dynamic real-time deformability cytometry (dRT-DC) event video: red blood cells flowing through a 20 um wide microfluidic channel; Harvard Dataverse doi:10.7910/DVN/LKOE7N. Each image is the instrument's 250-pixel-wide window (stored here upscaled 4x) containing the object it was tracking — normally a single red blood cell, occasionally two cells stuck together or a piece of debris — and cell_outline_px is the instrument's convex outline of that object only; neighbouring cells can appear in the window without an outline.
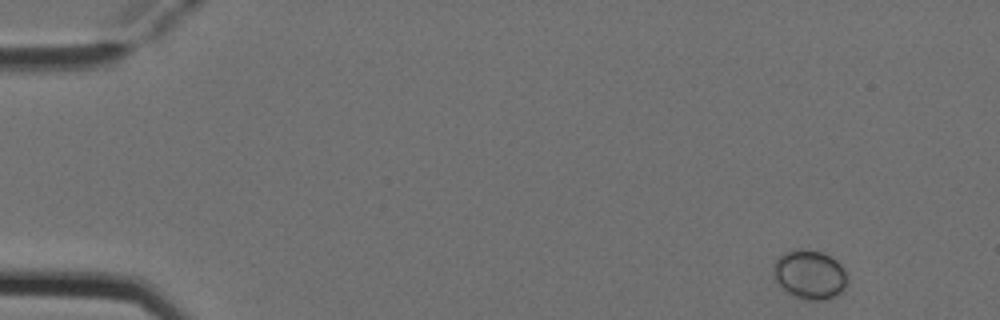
{"species": "Egyptian fruit bat (a non-hibernating species)", "species_latin": "Rousettus aegyptiacus", "temperature_condition": "cold", "stored_images_in_passage": 8, "camera_frame_rate_fps": 3000, "um_per_image_px": 0.085, "animal": {"sex": "female"}, "frame": {"image": 1, "passage_image": 1, "time_ms": 0.0, "image_size_px": [1000, 320], "cell_outline_px": [[848, 280], [844, 288], [836, 296], [824, 300], [808, 300], [796, 296], [788, 292], [776, 280], [776, 260], [780, 256], [788, 252], [820, 252], [836, 260], [840, 264]], "centroid_in_image_um": [68.89, 23.4], "position_along_channel_um": 16.1, "area_um2": 19.94}}
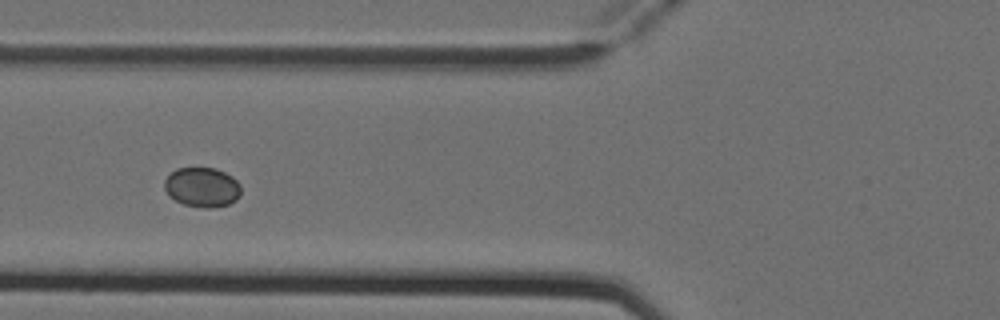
{"frame": {"image": 2, "passage_image": 5, "time_ms": 1.333, "image_size_px": [1000, 320], "cell_outline_px": [[240, 196], [236, 200], [228, 204], [212, 208], [204, 208], [184, 204], [168, 196], [164, 188], [164, 180], [176, 168], [216, 168], [232, 176], [240, 184]], "centroid_in_image_um": [17.18, 15.91], "position_along_channel_um": 108.6, "area_um2": 17.74}}
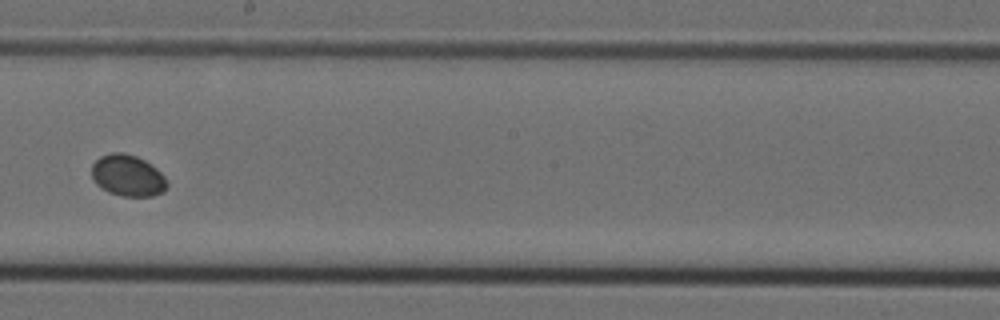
{"frame": {"image": 3, "passage_image": 8, "time_ms": 2.333, "image_size_px": [1000, 320], "cell_outline_px": [[168, 184], [164, 192], [152, 196], [120, 196], [108, 192], [100, 188], [92, 180], [92, 164], [100, 156], [112, 152], [124, 152], [136, 156], [144, 160], [156, 168], [164, 176]], "centroid_in_image_um": [10.83, 14.93], "position_along_channel_um": 237.4, "area_um2": 18.38}}